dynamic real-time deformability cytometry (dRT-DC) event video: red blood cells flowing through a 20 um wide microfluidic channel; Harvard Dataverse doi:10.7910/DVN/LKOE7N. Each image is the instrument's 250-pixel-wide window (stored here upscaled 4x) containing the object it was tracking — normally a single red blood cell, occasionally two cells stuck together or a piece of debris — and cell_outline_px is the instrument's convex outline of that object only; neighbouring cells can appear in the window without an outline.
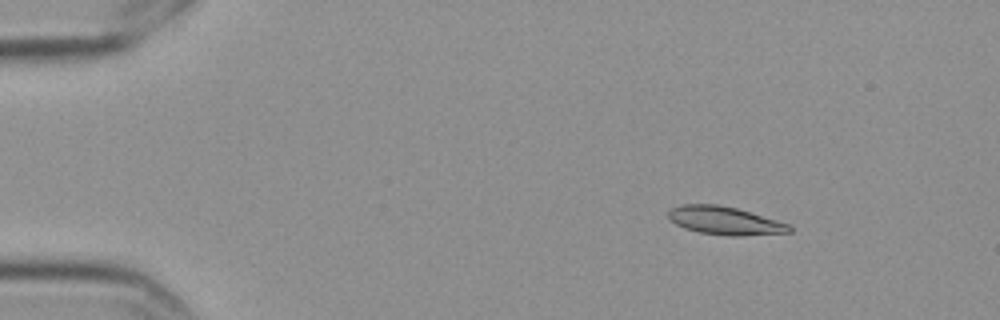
{"species": "Egyptian fruit bat (a non-hibernating species)", "species_latin": "Rousettus aegyptiacus", "temperature_condition": "cold", "stored_images_in_passage": 5, "camera_frame_rate_fps": 3000, "um_per_image_px": 0.085, "frame": {"image": 1, "passage_image": 3, "time_ms": 0.667, "image_size_px": [1000, 320], "cell_outline_px": [[792, 232], [740, 236], [728, 236], [700, 232], [684, 228], [668, 220], [668, 212], [672, 208], [680, 204], [716, 204], [736, 208], [776, 220], [788, 224], [792, 228]], "centroid_in_image_um": [61.57, 18.76], "position_along_channel_um": 23.4, "area_um2": 19.77}}
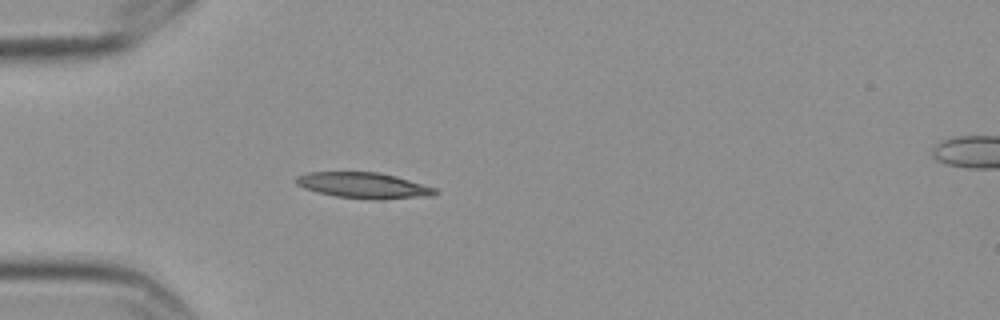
{"frame": {"image": 2, "passage_image": 5, "time_ms": 1.333, "image_size_px": [1000, 320], "cell_outline_px": [[440, 192], [436, 196], [384, 200], [376, 200], [336, 196], [316, 192], [304, 188], [296, 184], [296, 176], [308, 172], [380, 172], [396, 176], [436, 188]], "centroid_in_image_um": [30.97, 15.77], "position_along_channel_um": 54.0, "area_um2": 21.27}}